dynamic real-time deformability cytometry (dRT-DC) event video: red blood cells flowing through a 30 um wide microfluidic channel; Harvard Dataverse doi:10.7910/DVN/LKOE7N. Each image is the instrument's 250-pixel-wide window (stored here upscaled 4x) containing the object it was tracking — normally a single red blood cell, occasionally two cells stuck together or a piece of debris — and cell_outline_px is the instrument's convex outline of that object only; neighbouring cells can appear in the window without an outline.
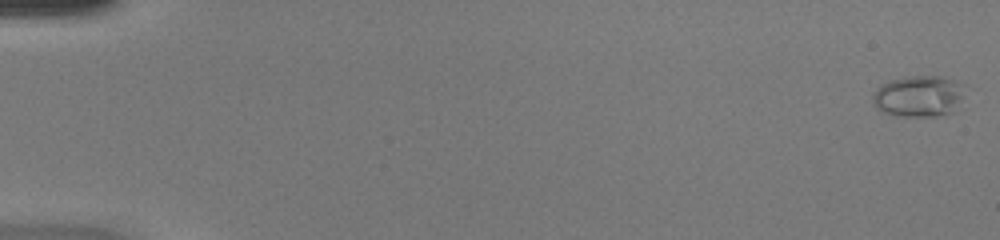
{"species": "common noctule bat (a hibernating species)", "species_latin": "Nyctalus noctula", "temperature_condition": "warm", "stored_images_in_passage": 49, "camera_frame_rate_fps": 3000, "um_per_image_px": 0.085, "animal": {"sex": "female", "body_mass_g": 20.0, "forearm_length_mm": 54.0}, "frame": {"image": 1, "passage_image": 1, "time_ms": 0.0, "image_size_px": [1000, 240], "cell_outline_px": [[964, 84], [960, 96], [952, 112], [936, 116], [896, 116], [884, 112], [876, 108], [872, 104], [872, 92], [880, 84], [888, 80], [904, 76], [944, 76], [956, 80]], "centroid_in_image_um": [78.0, 8.15], "position_along_channel_um": 7.0, "area_um2": 22.31}}
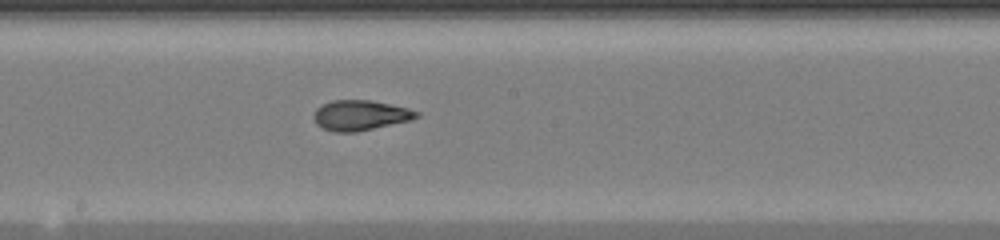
{"frame": {"image": 2, "passage_image": 28, "time_ms": 9.0, "image_size_px": [1000, 240], "cell_outline_px": [[420, 116], [408, 120], [356, 132], [332, 132], [316, 124], [312, 116], [316, 108], [332, 100], [372, 100], [408, 108], [420, 112]], "centroid_in_image_um": [30.59, 9.79], "position_along_channel_um": 217.6, "area_um2": 17.98}}
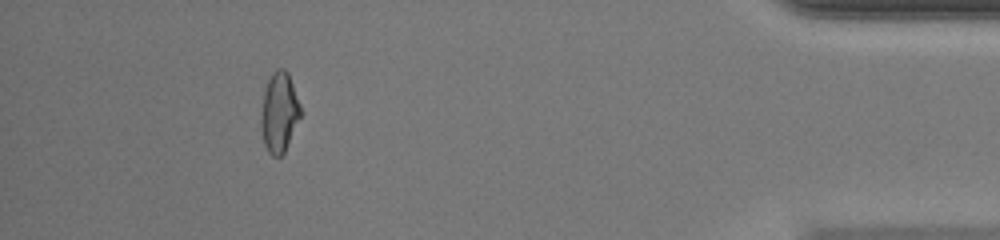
{"frame": {"image": 3, "passage_image": 45, "time_ms": 14.667, "image_size_px": [1000, 240], "cell_outline_px": [[300, 116], [284, 152], [280, 156], [272, 156], [268, 152], [264, 144], [260, 128], [260, 116], [264, 88], [272, 72], [276, 68], [284, 68], [288, 72], [300, 104]], "centroid_in_image_um": [23.7, 9.52], "position_along_channel_um": 411.5, "area_um2": 18.44}, "authors_computed_cell_mechanics": {"area_um2": 18.6694, "velocity_mm_per_s": 4.3427, "shape_relaxation_time_tau1_ms": null, "shape_relaxation_time_tau2_ms": 0.8077, "deformation_change_tau1": null, "deformation_change_tau2": 0.062}}